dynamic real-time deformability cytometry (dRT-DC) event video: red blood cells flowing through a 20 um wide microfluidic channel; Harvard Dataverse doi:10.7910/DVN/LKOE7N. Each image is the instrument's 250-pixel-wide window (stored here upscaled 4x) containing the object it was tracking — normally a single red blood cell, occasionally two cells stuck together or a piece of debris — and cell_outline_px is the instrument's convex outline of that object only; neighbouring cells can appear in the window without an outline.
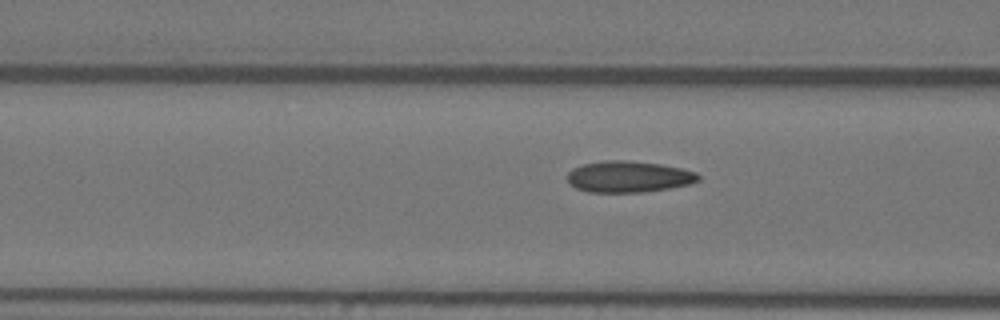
{"species": "Egyptian fruit bat (a non-hibernating species)", "species_latin": "Rousettus aegyptiacus", "temperature_condition": "warm", "stored_images_in_passage": 8, "camera_frame_rate_fps": 3000, "um_per_image_px": 0.085, "animal": {"sex": "female"}, "frame": {"image": 1, "passage_image": 6, "time_ms": 1.667, "image_size_px": [1000, 320], "cell_outline_px": [[700, 180], [688, 184], [668, 188], [644, 192], [588, 192], [576, 188], [568, 184], [568, 172], [572, 168], [584, 164], [604, 160], [628, 160], [660, 164], [680, 168], [696, 172], [700, 176]], "centroid_in_image_um": [53.4, 15.02], "position_along_channel_um": 113.2, "area_um2": 23.93}}